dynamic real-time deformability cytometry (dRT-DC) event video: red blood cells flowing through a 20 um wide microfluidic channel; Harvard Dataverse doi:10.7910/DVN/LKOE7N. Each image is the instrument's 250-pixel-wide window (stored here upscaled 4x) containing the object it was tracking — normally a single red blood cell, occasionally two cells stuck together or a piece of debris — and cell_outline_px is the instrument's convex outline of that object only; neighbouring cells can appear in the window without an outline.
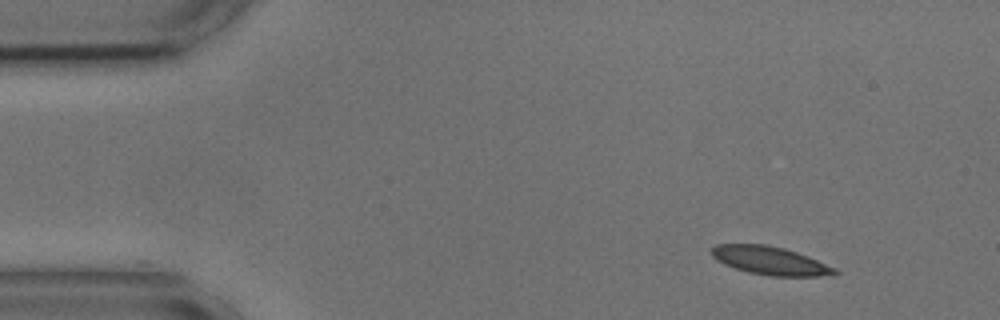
{"species": "common noctule bat (a hibernating species)", "species_latin": "Nyctalus noctula", "temperature_condition": "cold", "stored_images_in_passage": 51, "camera_frame_rate_fps": 3000, "um_per_image_px": 0.085, "animal": {"sex": "male", "body_mass_g": 17.9, "forearm_length_mm": 54.2}, "frame": {"image": 1, "passage_image": 1, "time_ms": 0.0, "image_size_px": [1000, 320], "cell_outline_px": [[840, 272], [820, 276], [772, 276], [748, 272], [724, 264], [716, 260], [712, 256], [712, 248], [716, 244], [764, 244], [784, 248], [808, 256], [836, 268]], "centroid_in_image_um": [65.45, 22.15], "position_along_channel_um": 19.6, "area_um2": 20.11}}
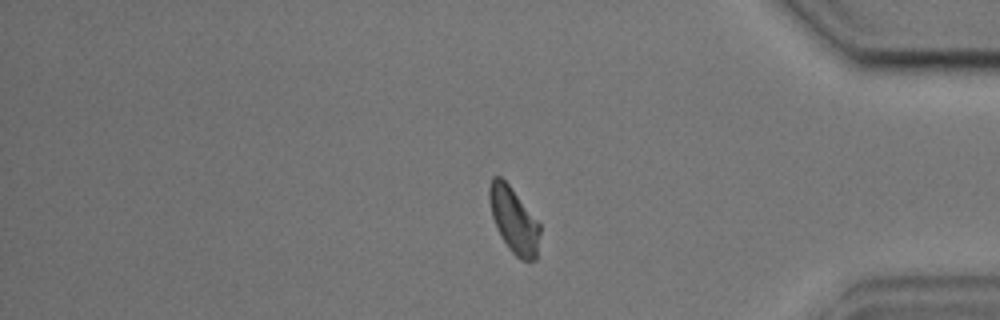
{"frame": {"image": 2, "passage_image": 41, "time_ms": 13.333, "image_size_px": [1000, 320], "cell_outline_px": [[540, 232], [536, 260], [520, 260], [508, 248], [500, 236], [496, 228], [492, 216], [488, 200], [488, 188], [492, 176], [500, 176], [512, 188], [540, 224]], "centroid_in_image_um": [43.65, 18.71], "position_along_channel_um": 391.6, "area_um2": 19.42}}
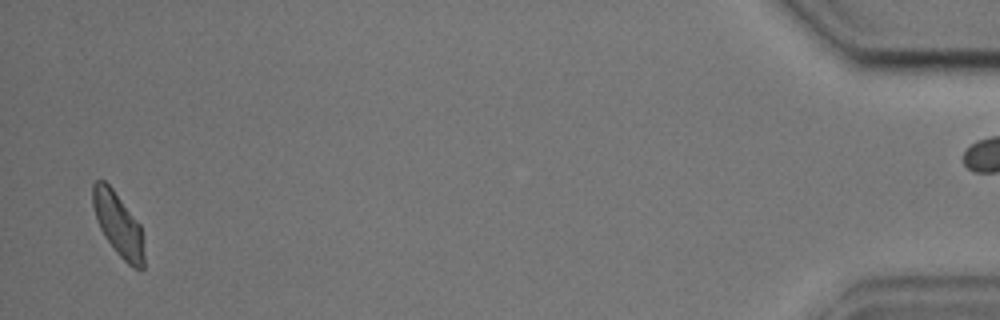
{"frame": {"image": 3, "passage_image": 49, "time_ms": 16.0, "image_size_px": [1000, 320], "cell_outline_px": [[144, 268], [132, 268], [116, 252], [104, 236], [96, 220], [92, 204], [92, 184], [96, 180], [104, 180], [112, 188], [140, 224], [144, 256]], "centroid_in_image_um": [10.02, 19.06], "position_along_channel_um": 425.2, "area_um2": 18.84}}